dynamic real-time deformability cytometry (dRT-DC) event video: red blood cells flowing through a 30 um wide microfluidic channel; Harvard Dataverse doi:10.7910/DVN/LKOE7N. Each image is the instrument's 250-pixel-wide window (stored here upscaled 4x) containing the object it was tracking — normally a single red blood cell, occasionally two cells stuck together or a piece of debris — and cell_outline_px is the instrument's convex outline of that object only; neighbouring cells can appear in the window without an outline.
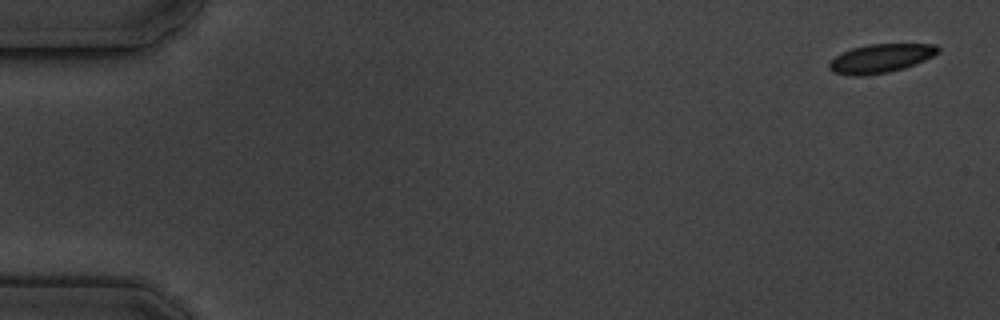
{"species": "common noctule bat (a hibernating species)", "species_latin": "Nyctalus noctula", "temperature_condition": "cold", "stored_images_in_passage": 5, "camera_frame_rate_fps": 3000, "um_per_image_px": 0.085, "animal": {"sex": "male", "body_mass_g": 19.5, "forearm_length_mm": 54.6}, "frame": {"image": 1, "passage_image": 1, "time_ms": 0.0, "image_size_px": [1000, 320], "cell_outline_px": [[940, 52], [916, 64], [904, 68], [888, 72], [864, 76], [848, 76], [832, 72], [828, 68], [828, 64], [836, 56], [852, 48], [868, 44], [936, 44], [940, 48]], "centroid_in_image_um": [74.85, 4.97], "position_along_channel_um": 10.1, "area_um2": 18.32}}
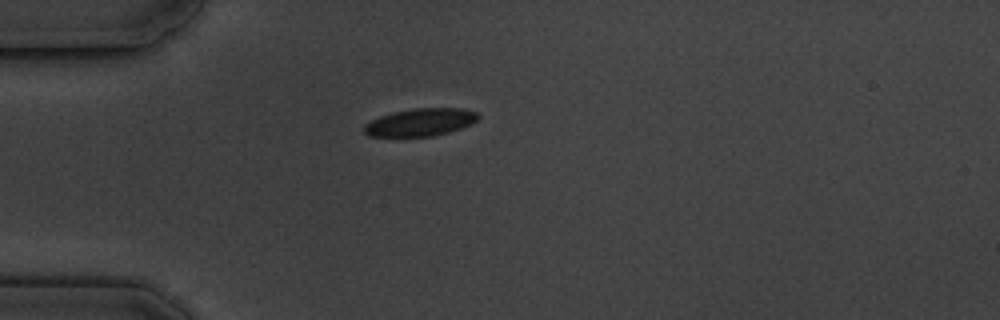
{"frame": {"image": 2, "passage_image": 5, "time_ms": 4.667, "image_size_px": [1000, 320], "cell_outline_px": [[480, 116], [476, 120], [460, 128], [448, 132], [432, 136], [368, 136], [364, 132], [364, 124], [380, 116], [392, 112], [416, 108], [464, 108], [480, 112]], "centroid_in_image_um": [35.74, 10.38], "position_along_channel_um": 49.3, "area_um2": 18.26}}